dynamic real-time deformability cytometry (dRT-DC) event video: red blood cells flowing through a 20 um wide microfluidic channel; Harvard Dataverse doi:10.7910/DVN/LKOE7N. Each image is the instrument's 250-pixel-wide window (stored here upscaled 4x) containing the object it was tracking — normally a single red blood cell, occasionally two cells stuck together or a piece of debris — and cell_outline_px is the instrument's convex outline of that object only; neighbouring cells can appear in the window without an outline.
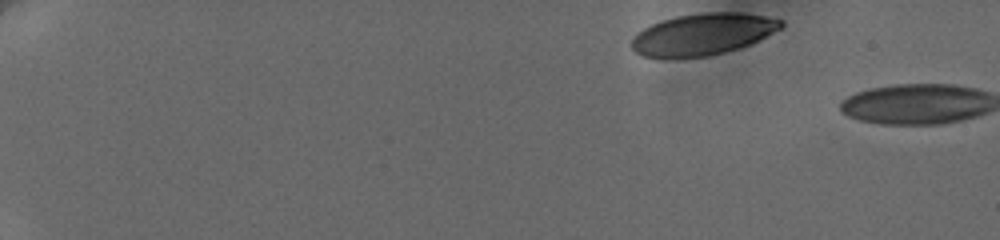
{"species": "human", "species_latin": "Homo sapiens", "temperature_condition": "cold", "stored_images_in_passage": 2, "camera_frame_rate_fps": 3000, "um_per_image_px": 0.085, "donor": {"sex": "female"}, "frame": {"image": 1, "passage_image": 1, "time_ms": 0.0, "image_size_px": [1000, 240], "cell_outline_px": [[784, 24], [780, 28], [752, 44], [740, 48], [708, 56], [644, 56], [636, 52], [632, 48], [632, 36], [636, 32], [652, 24], [676, 16], [700, 12], [740, 12], [764, 16], [784, 20]], "centroid_in_image_um": [59.77, 2.88], "position_along_channel_um": 25.2, "area_um2": 35.89}}